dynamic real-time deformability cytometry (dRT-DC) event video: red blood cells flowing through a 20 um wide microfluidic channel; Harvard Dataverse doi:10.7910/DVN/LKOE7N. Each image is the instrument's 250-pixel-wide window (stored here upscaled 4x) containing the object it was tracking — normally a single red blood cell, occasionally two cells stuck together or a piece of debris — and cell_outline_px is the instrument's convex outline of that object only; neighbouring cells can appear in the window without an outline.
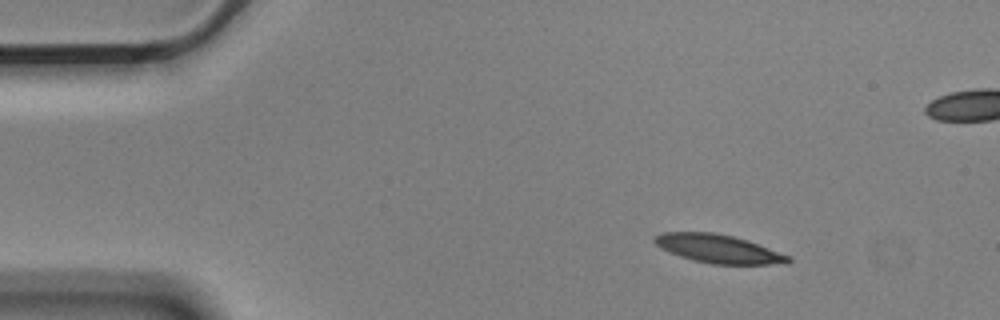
{"species": "Egyptian fruit bat (a non-hibernating species)", "species_latin": "Rousettus aegyptiacus", "temperature_condition": "cold", "stored_images_in_passage": 51, "camera_frame_rate_fps": 3000, "um_per_image_px": 0.085, "animal": {"sex": "male"}, "frame": {"image": 1, "passage_image": 1, "time_ms": 0.0, "image_size_px": [1000, 320], "cell_outline_px": [[792, 260], [788, 264], [712, 264], [692, 260], [680, 256], [660, 248], [652, 240], [656, 236], [664, 232], [712, 232], [732, 236], [748, 240], [792, 256]], "centroid_in_image_um": [61.11, 21.15], "position_along_channel_um": 23.9, "area_um2": 22.25}}
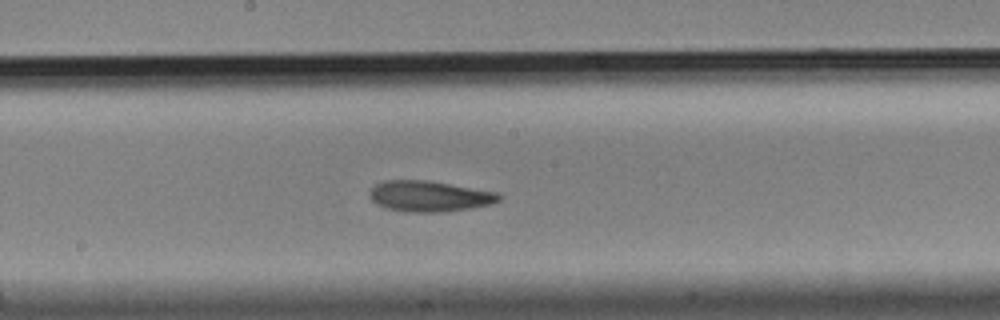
{"frame": {"image": 2, "passage_image": 23, "time_ms": 7.333, "image_size_px": [1000, 320], "cell_outline_px": [[500, 200], [492, 204], [444, 212], [404, 212], [388, 208], [376, 204], [368, 196], [372, 188], [376, 184], [384, 180], [428, 180], [496, 192], [500, 196]], "centroid_in_image_um": [36.46, 16.68], "position_along_channel_um": 211.7, "area_um2": 23.12}}
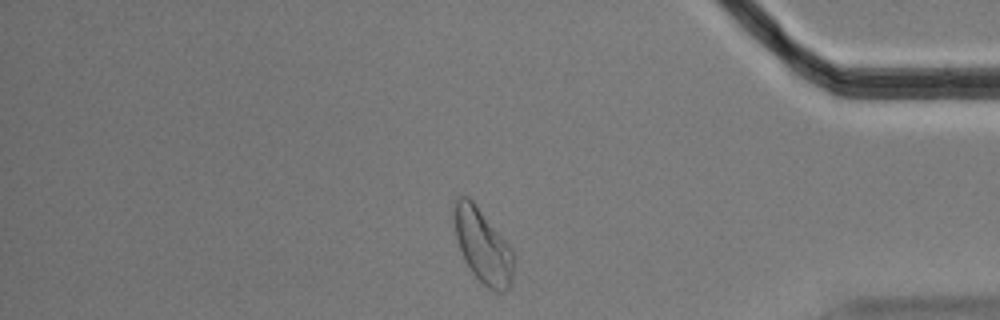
{"frame": {"image": 3, "passage_image": 41, "time_ms": 13.333, "image_size_px": [1000, 320], "cell_outline_px": [[516, 256], [512, 284], [504, 292], [496, 292], [488, 288], [472, 272], [464, 260], [456, 236], [452, 216], [452, 212], [456, 200], [460, 196], [468, 196], [476, 204], [512, 248]], "centroid_in_image_um": [41.07, 20.91], "position_along_channel_um": 394.1, "area_um2": 26.07}, "authors_computed_cell_mechanics": {"area_um2": 23.12, "velocity_mm_per_s": 3.5104, "shape_relaxation_time_tau1_ms": 9.509, "shape_relaxation_time_tau2_ms": 3.8581, "deformation_change_tau1": 0.2095, "deformation_change_tau2": 0.1174}}